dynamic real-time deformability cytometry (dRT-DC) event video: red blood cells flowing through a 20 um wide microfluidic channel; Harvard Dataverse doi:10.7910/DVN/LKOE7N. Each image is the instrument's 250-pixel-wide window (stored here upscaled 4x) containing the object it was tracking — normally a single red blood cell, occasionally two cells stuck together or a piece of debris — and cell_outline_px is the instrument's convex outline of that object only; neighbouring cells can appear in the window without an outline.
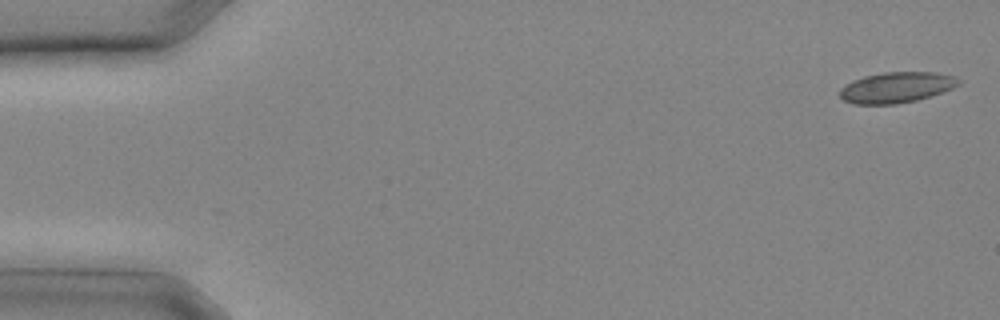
{"species": "common noctule bat (a hibernating species)", "species_latin": "Nyctalus noctula", "temperature_condition": "cold", "stored_images_in_passage": 7, "camera_frame_rate_fps": 3000, "um_per_image_px": 0.085, "animal": {"sex": "male", "body_mass_g": 20.4}, "frame": {"image": 1, "passage_image": 1, "time_ms": 0.0, "image_size_px": [1000, 320], "cell_outline_px": [[960, 84], [952, 88], [916, 100], [896, 104], [852, 104], [844, 100], [840, 96], [840, 88], [844, 84], [852, 80], [864, 76], [884, 72], [936, 72], [956, 76], [960, 80]], "centroid_in_image_um": [76.17, 7.42], "position_along_channel_um": 8.8, "area_um2": 21.27}}